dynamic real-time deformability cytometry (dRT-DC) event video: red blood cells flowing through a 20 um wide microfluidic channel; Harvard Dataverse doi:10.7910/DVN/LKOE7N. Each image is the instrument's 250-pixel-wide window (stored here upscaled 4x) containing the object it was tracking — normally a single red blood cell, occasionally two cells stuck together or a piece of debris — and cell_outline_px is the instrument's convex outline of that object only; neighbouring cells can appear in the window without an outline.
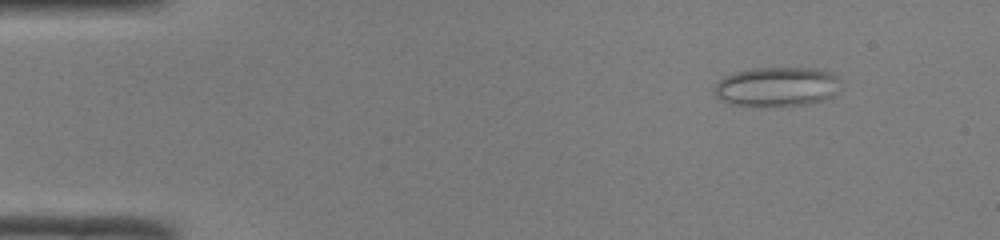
{"species": "common noctule bat (a hibernating species)", "species_latin": "Nyctalus noctula", "temperature_condition": "room temperature", "stored_images_in_passage": 45, "camera_frame_rate_fps": 3000, "um_per_image_px": 0.085, "animal": {"sex": "male", "body_mass_g": 19.0, "forearm_length_mm": 50.8}, "frame": {"image": 1, "passage_image": 1, "time_ms": 0.0, "image_size_px": [1000, 240], "cell_outline_px": [[840, 80], [832, 96], [820, 100], [804, 104], [732, 104], [720, 100], [716, 96], [716, 84], [724, 76], [736, 72], [752, 68], [816, 68], [832, 72]], "centroid_in_image_um": [66.03, 7.32], "position_along_channel_um": 19.0, "area_um2": 28.09}}
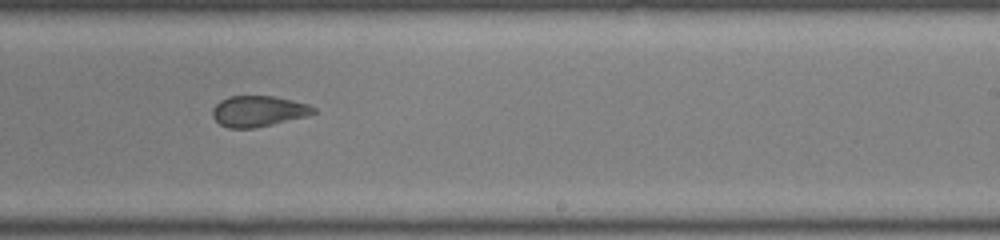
{"frame": {"image": 2, "passage_image": 26, "time_ms": 8.333, "image_size_px": [1000, 240], "cell_outline_px": [[316, 112], [308, 116], [256, 128], [228, 128], [220, 124], [212, 116], [212, 108], [220, 100], [228, 96], [272, 96], [292, 100], [308, 104], [316, 108]], "centroid_in_image_um": [21.96, 9.45], "position_along_channel_um": 267.0, "area_um2": 18.26}}
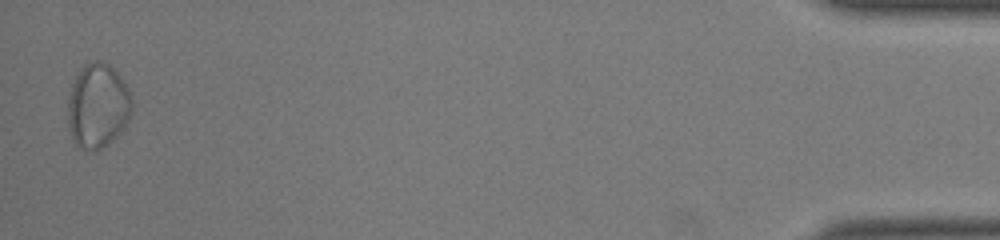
{"frame": {"image": 3, "passage_image": 44, "time_ms": 14.333, "image_size_px": [1000, 240], "cell_outline_px": [[132, 112], [124, 128], [108, 144], [96, 152], [80, 148], [72, 140], [68, 124], [68, 100], [72, 84], [76, 76], [84, 64], [92, 60], [96, 60], [108, 64], [120, 76], [132, 100]], "centroid_in_image_um": [8.3, 9.03], "position_along_channel_um": 426.9, "area_um2": 31.56}, "authors_computed_cell_mechanics": {"area_um2": 21.5016, "velocity_mm_per_s": 4.1117, "shape_relaxation_time_tau1_ms": null, "shape_relaxation_time_tau2_ms": 1.0284, "deformation_change_tau1": null, "deformation_change_tau2": 0.0745}}